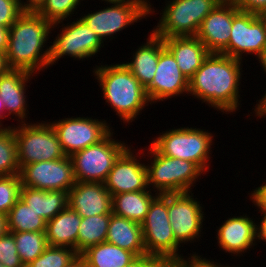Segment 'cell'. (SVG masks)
Instances as JSON below:
<instances>
[{
	"label": "cell",
	"mask_w": 266,
	"mask_h": 267,
	"mask_svg": "<svg viewBox=\"0 0 266 267\" xmlns=\"http://www.w3.org/2000/svg\"><path fill=\"white\" fill-rule=\"evenodd\" d=\"M198 253L189 254V258L184 259L185 256H180L177 258L178 267H223L220 263L214 262L206 259V257L202 258ZM191 257V258H190Z\"/></svg>",
	"instance_id": "cell-38"
},
{
	"label": "cell",
	"mask_w": 266,
	"mask_h": 267,
	"mask_svg": "<svg viewBox=\"0 0 266 267\" xmlns=\"http://www.w3.org/2000/svg\"><path fill=\"white\" fill-rule=\"evenodd\" d=\"M4 111H5V106H4V103L0 97V127H3L1 121L5 118V113H3Z\"/></svg>",
	"instance_id": "cell-52"
},
{
	"label": "cell",
	"mask_w": 266,
	"mask_h": 267,
	"mask_svg": "<svg viewBox=\"0 0 266 267\" xmlns=\"http://www.w3.org/2000/svg\"><path fill=\"white\" fill-rule=\"evenodd\" d=\"M68 206L82 217L112 213V195L104 183L77 182L68 192Z\"/></svg>",
	"instance_id": "cell-18"
},
{
	"label": "cell",
	"mask_w": 266,
	"mask_h": 267,
	"mask_svg": "<svg viewBox=\"0 0 266 267\" xmlns=\"http://www.w3.org/2000/svg\"><path fill=\"white\" fill-rule=\"evenodd\" d=\"M8 232L7 215L0 213V238Z\"/></svg>",
	"instance_id": "cell-47"
},
{
	"label": "cell",
	"mask_w": 266,
	"mask_h": 267,
	"mask_svg": "<svg viewBox=\"0 0 266 267\" xmlns=\"http://www.w3.org/2000/svg\"><path fill=\"white\" fill-rule=\"evenodd\" d=\"M204 130L192 127L169 129L150 144L164 156L195 163L206 174L210 169L213 134Z\"/></svg>",
	"instance_id": "cell-4"
},
{
	"label": "cell",
	"mask_w": 266,
	"mask_h": 267,
	"mask_svg": "<svg viewBox=\"0 0 266 267\" xmlns=\"http://www.w3.org/2000/svg\"><path fill=\"white\" fill-rule=\"evenodd\" d=\"M189 80L182 73L175 57L165 47L159 54L152 83L145 89L150 104L188 94Z\"/></svg>",
	"instance_id": "cell-17"
},
{
	"label": "cell",
	"mask_w": 266,
	"mask_h": 267,
	"mask_svg": "<svg viewBox=\"0 0 266 267\" xmlns=\"http://www.w3.org/2000/svg\"><path fill=\"white\" fill-rule=\"evenodd\" d=\"M93 70L106 103L123 123L133 122L149 105L145 88L124 63L96 65Z\"/></svg>",
	"instance_id": "cell-3"
},
{
	"label": "cell",
	"mask_w": 266,
	"mask_h": 267,
	"mask_svg": "<svg viewBox=\"0 0 266 267\" xmlns=\"http://www.w3.org/2000/svg\"><path fill=\"white\" fill-rule=\"evenodd\" d=\"M242 60L210 53L189 79L188 94L225 114L238 111Z\"/></svg>",
	"instance_id": "cell-1"
},
{
	"label": "cell",
	"mask_w": 266,
	"mask_h": 267,
	"mask_svg": "<svg viewBox=\"0 0 266 267\" xmlns=\"http://www.w3.org/2000/svg\"><path fill=\"white\" fill-rule=\"evenodd\" d=\"M152 33L159 38L196 36L203 19L218 0H166ZM164 10V11H163Z\"/></svg>",
	"instance_id": "cell-7"
},
{
	"label": "cell",
	"mask_w": 266,
	"mask_h": 267,
	"mask_svg": "<svg viewBox=\"0 0 266 267\" xmlns=\"http://www.w3.org/2000/svg\"><path fill=\"white\" fill-rule=\"evenodd\" d=\"M7 228L8 232H45L46 221L19 199L7 214Z\"/></svg>",
	"instance_id": "cell-30"
},
{
	"label": "cell",
	"mask_w": 266,
	"mask_h": 267,
	"mask_svg": "<svg viewBox=\"0 0 266 267\" xmlns=\"http://www.w3.org/2000/svg\"><path fill=\"white\" fill-rule=\"evenodd\" d=\"M131 150L130 146L127 147L116 159L110 170L106 181L104 182L105 188L111 193L116 195L126 192L146 191L148 188V172L146 163H141L140 159L145 154L135 153ZM142 156H138V155ZM137 157H139L137 159Z\"/></svg>",
	"instance_id": "cell-16"
},
{
	"label": "cell",
	"mask_w": 266,
	"mask_h": 267,
	"mask_svg": "<svg viewBox=\"0 0 266 267\" xmlns=\"http://www.w3.org/2000/svg\"><path fill=\"white\" fill-rule=\"evenodd\" d=\"M146 40V43L133 53L132 61L124 63L145 89L152 83L159 54L165 48L163 39L152 32Z\"/></svg>",
	"instance_id": "cell-24"
},
{
	"label": "cell",
	"mask_w": 266,
	"mask_h": 267,
	"mask_svg": "<svg viewBox=\"0 0 266 267\" xmlns=\"http://www.w3.org/2000/svg\"><path fill=\"white\" fill-rule=\"evenodd\" d=\"M21 179L19 174L0 176V213L7 215L20 199Z\"/></svg>",
	"instance_id": "cell-35"
},
{
	"label": "cell",
	"mask_w": 266,
	"mask_h": 267,
	"mask_svg": "<svg viewBox=\"0 0 266 267\" xmlns=\"http://www.w3.org/2000/svg\"><path fill=\"white\" fill-rule=\"evenodd\" d=\"M111 4L109 7H104L93 13L91 11V13L80 17L103 43L108 38H115L113 35H116L117 32L155 12L151 4Z\"/></svg>",
	"instance_id": "cell-11"
},
{
	"label": "cell",
	"mask_w": 266,
	"mask_h": 267,
	"mask_svg": "<svg viewBox=\"0 0 266 267\" xmlns=\"http://www.w3.org/2000/svg\"><path fill=\"white\" fill-rule=\"evenodd\" d=\"M24 266L39 257L48 247L45 232H11Z\"/></svg>",
	"instance_id": "cell-32"
},
{
	"label": "cell",
	"mask_w": 266,
	"mask_h": 267,
	"mask_svg": "<svg viewBox=\"0 0 266 267\" xmlns=\"http://www.w3.org/2000/svg\"><path fill=\"white\" fill-rule=\"evenodd\" d=\"M31 76H35L24 70L9 69L4 75L0 76V97L5 106V118L12 115L20 123H25L27 114V95L26 88ZM28 112V113H26ZM7 113V115H6ZM24 120V121H23Z\"/></svg>",
	"instance_id": "cell-21"
},
{
	"label": "cell",
	"mask_w": 266,
	"mask_h": 267,
	"mask_svg": "<svg viewBox=\"0 0 266 267\" xmlns=\"http://www.w3.org/2000/svg\"><path fill=\"white\" fill-rule=\"evenodd\" d=\"M165 47L175 57L178 67L188 80L194 75L210 52L196 36L162 38Z\"/></svg>",
	"instance_id": "cell-22"
},
{
	"label": "cell",
	"mask_w": 266,
	"mask_h": 267,
	"mask_svg": "<svg viewBox=\"0 0 266 267\" xmlns=\"http://www.w3.org/2000/svg\"><path fill=\"white\" fill-rule=\"evenodd\" d=\"M0 263L5 267H25L18 255L11 232H7L0 238Z\"/></svg>",
	"instance_id": "cell-36"
},
{
	"label": "cell",
	"mask_w": 266,
	"mask_h": 267,
	"mask_svg": "<svg viewBox=\"0 0 266 267\" xmlns=\"http://www.w3.org/2000/svg\"><path fill=\"white\" fill-rule=\"evenodd\" d=\"M265 45L266 16L241 11L233 6L229 44L221 54L239 60H242L245 54H255L257 57Z\"/></svg>",
	"instance_id": "cell-10"
},
{
	"label": "cell",
	"mask_w": 266,
	"mask_h": 267,
	"mask_svg": "<svg viewBox=\"0 0 266 267\" xmlns=\"http://www.w3.org/2000/svg\"><path fill=\"white\" fill-rule=\"evenodd\" d=\"M20 199L46 222L68 206L67 191H45L22 186Z\"/></svg>",
	"instance_id": "cell-26"
},
{
	"label": "cell",
	"mask_w": 266,
	"mask_h": 267,
	"mask_svg": "<svg viewBox=\"0 0 266 267\" xmlns=\"http://www.w3.org/2000/svg\"><path fill=\"white\" fill-rule=\"evenodd\" d=\"M111 5V3H123V4H151L150 0H102Z\"/></svg>",
	"instance_id": "cell-46"
},
{
	"label": "cell",
	"mask_w": 266,
	"mask_h": 267,
	"mask_svg": "<svg viewBox=\"0 0 266 267\" xmlns=\"http://www.w3.org/2000/svg\"><path fill=\"white\" fill-rule=\"evenodd\" d=\"M77 256L74 249L48 246L39 257L25 267H67Z\"/></svg>",
	"instance_id": "cell-34"
},
{
	"label": "cell",
	"mask_w": 266,
	"mask_h": 267,
	"mask_svg": "<svg viewBox=\"0 0 266 267\" xmlns=\"http://www.w3.org/2000/svg\"><path fill=\"white\" fill-rule=\"evenodd\" d=\"M251 192L250 201L260 210H266V183Z\"/></svg>",
	"instance_id": "cell-40"
},
{
	"label": "cell",
	"mask_w": 266,
	"mask_h": 267,
	"mask_svg": "<svg viewBox=\"0 0 266 267\" xmlns=\"http://www.w3.org/2000/svg\"><path fill=\"white\" fill-rule=\"evenodd\" d=\"M111 214L82 217L78 230L77 254L106 240Z\"/></svg>",
	"instance_id": "cell-29"
},
{
	"label": "cell",
	"mask_w": 266,
	"mask_h": 267,
	"mask_svg": "<svg viewBox=\"0 0 266 267\" xmlns=\"http://www.w3.org/2000/svg\"><path fill=\"white\" fill-rule=\"evenodd\" d=\"M239 9L241 11L266 16V0H244Z\"/></svg>",
	"instance_id": "cell-39"
},
{
	"label": "cell",
	"mask_w": 266,
	"mask_h": 267,
	"mask_svg": "<svg viewBox=\"0 0 266 267\" xmlns=\"http://www.w3.org/2000/svg\"><path fill=\"white\" fill-rule=\"evenodd\" d=\"M15 135L12 125L0 127V176L19 174Z\"/></svg>",
	"instance_id": "cell-33"
},
{
	"label": "cell",
	"mask_w": 266,
	"mask_h": 267,
	"mask_svg": "<svg viewBox=\"0 0 266 267\" xmlns=\"http://www.w3.org/2000/svg\"><path fill=\"white\" fill-rule=\"evenodd\" d=\"M22 186L45 191H67L75 185L72 159L68 156L52 161L30 163L20 169Z\"/></svg>",
	"instance_id": "cell-14"
},
{
	"label": "cell",
	"mask_w": 266,
	"mask_h": 267,
	"mask_svg": "<svg viewBox=\"0 0 266 267\" xmlns=\"http://www.w3.org/2000/svg\"><path fill=\"white\" fill-rule=\"evenodd\" d=\"M81 217L67 206L46 222L45 236L48 246L67 247L77 252L78 230Z\"/></svg>",
	"instance_id": "cell-23"
},
{
	"label": "cell",
	"mask_w": 266,
	"mask_h": 267,
	"mask_svg": "<svg viewBox=\"0 0 266 267\" xmlns=\"http://www.w3.org/2000/svg\"><path fill=\"white\" fill-rule=\"evenodd\" d=\"M254 112L257 117H263L265 118L266 116V91H265V95L262 96L261 99H259V101L257 102L256 106H254Z\"/></svg>",
	"instance_id": "cell-45"
},
{
	"label": "cell",
	"mask_w": 266,
	"mask_h": 267,
	"mask_svg": "<svg viewBox=\"0 0 266 267\" xmlns=\"http://www.w3.org/2000/svg\"><path fill=\"white\" fill-rule=\"evenodd\" d=\"M256 224L247 214L228 218L216 231L219 248L233 254L232 256L240 257L252 245H257Z\"/></svg>",
	"instance_id": "cell-19"
},
{
	"label": "cell",
	"mask_w": 266,
	"mask_h": 267,
	"mask_svg": "<svg viewBox=\"0 0 266 267\" xmlns=\"http://www.w3.org/2000/svg\"><path fill=\"white\" fill-rule=\"evenodd\" d=\"M12 127L15 141L18 166L41 161H52L66 157L52 125L43 123H18Z\"/></svg>",
	"instance_id": "cell-6"
},
{
	"label": "cell",
	"mask_w": 266,
	"mask_h": 267,
	"mask_svg": "<svg viewBox=\"0 0 266 267\" xmlns=\"http://www.w3.org/2000/svg\"><path fill=\"white\" fill-rule=\"evenodd\" d=\"M105 242L133 252L137 257L147 255L140 223L111 213Z\"/></svg>",
	"instance_id": "cell-25"
},
{
	"label": "cell",
	"mask_w": 266,
	"mask_h": 267,
	"mask_svg": "<svg viewBox=\"0 0 266 267\" xmlns=\"http://www.w3.org/2000/svg\"><path fill=\"white\" fill-rule=\"evenodd\" d=\"M112 131L113 129L98 143L70 156L77 182L104 183L106 181L114 162L128 147L125 142L115 141Z\"/></svg>",
	"instance_id": "cell-9"
},
{
	"label": "cell",
	"mask_w": 266,
	"mask_h": 267,
	"mask_svg": "<svg viewBox=\"0 0 266 267\" xmlns=\"http://www.w3.org/2000/svg\"><path fill=\"white\" fill-rule=\"evenodd\" d=\"M243 1L244 0H218V3L239 8L243 4Z\"/></svg>",
	"instance_id": "cell-49"
},
{
	"label": "cell",
	"mask_w": 266,
	"mask_h": 267,
	"mask_svg": "<svg viewBox=\"0 0 266 267\" xmlns=\"http://www.w3.org/2000/svg\"><path fill=\"white\" fill-rule=\"evenodd\" d=\"M80 2L81 0H38L32 8L50 22L54 30L58 24L63 23L65 18L68 20L69 16V18L72 17Z\"/></svg>",
	"instance_id": "cell-31"
},
{
	"label": "cell",
	"mask_w": 266,
	"mask_h": 267,
	"mask_svg": "<svg viewBox=\"0 0 266 267\" xmlns=\"http://www.w3.org/2000/svg\"><path fill=\"white\" fill-rule=\"evenodd\" d=\"M146 254L154 258H179L180 244L175 240L168 214V194H158L150 203L141 223Z\"/></svg>",
	"instance_id": "cell-8"
},
{
	"label": "cell",
	"mask_w": 266,
	"mask_h": 267,
	"mask_svg": "<svg viewBox=\"0 0 266 267\" xmlns=\"http://www.w3.org/2000/svg\"><path fill=\"white\" fill-rule=\"evenodd\" d=\"M58 137L66 156L85 149L101 141L111 130L106 120L92 117H71L49 122Z\"/></svg>",
	"instance_id": "cell-13"
},
{
	"label": "cell",
	"mask_w": 266,
	"mask_h": 267,
	"mask_svg": "<svg viewBox=\"0 0 266 267\" xmlns=\"http://www.w3.org/2000/svg\"><path fill=\"white\" fill-rule=\"evenodd\" d=\"M146 191L126 192L112 196V213L126 219L142 223L152 200L158 195Z\"/></svg>",
	"instance_id": "cell-27"
},
{
	"label": "cell",
	"mask_w": 266,
	"mask_h": 267,
	"mask_svg": "<svg viewBox=\"0 0 266 267\" xmlns=\"http://www.w3.org/2000/svg\"><path fill=\"white\" fill-rule=\"evenodd\" d=\"M150 164L147 163L148 187L157 194L191 192L199 176L205 174L195 163L160 154L151 144L148 146ZM153 157V158H152ZM153 160V161H152ZM197 179V180H196ZM151 185V186H150Z\"/></svg>",
	"instance_id": "cell-5"
},
{
	"label": "cell",
	"mask_w": 266,
	"mask_h": 267,
	"mask_svg": "<svg viewBox=\"0 0 266 267\" xmlns=\"http://www.w3.org/2000/svg\"><path fill=\"white\" fill-rule=\"evenodd\" d=\"M38 0H26L25 4L28 7H32Z\"/></svg>",
	"instance_id": "cell-53"
},
{
	"label": "cell",
	"mask_w": 266,
	"mask_h": 267,
	"mask_svg": "<svg viewBox=\"0 0 266 267\" xmlns=\"http://www.w3.org/2000/svg\"><path fill=\"white\" fill-rule=\"evenodd\" d=\"M257 60H259L260 66L263 68V71L266 74V45L264 46L261 53L257 56Z\"/></svg>",
	"instance_id": "cell-50"
},
{
	"label": "cell",
	"mask_w": 266,
	"mask_h": 267,
	"mask_svg": "<svg viewBox=\"0 0 266 267\" xmlns=\"http://www.w3.org/2000/svg\"><path fill=\"white\" fill-rule=\"evenodd\" d=\"M51 31L52 24L28 7L9 28L5 53L9 69L36 74L50 67V46L47 45L46 50L43 48Z\"/></svg>",
	"instance_id": "cell-2"
},
{
	"label": "cell",
	"mask_w": 266,
	"mask_h": 267,
	"mask_svg": "<svg viewBox=\"0 0 266 267\" xmlns=\"http://www.w3.org/2000/svg\"><path fill=\"white\" fill-rule=\"evenodd\" d=\"M9 41V28L0 25V52L6 53Z\"/></svg>",
	"instance_id": "cell-44"
},
{
	"label": "cell",
	"mask_w": 266,
	"mask_h": 267,
	"mask_svg": "<svg viewBox=\"0 0 266 267\" xmlns=\"http://www.w3.org/2000/svg\"><path fill=\"white\" fill-rule=\"evenodd\" d=\"M193 196L192 192L168 194L169 221L175 240L181 245L201 237L205 214Z\"/></svg>",
	"instance_id": "cell-15"
},
{
	"label": "cell",
	"mask_w": 266,
	"mask_h": 267,
	"mask_svg": "<svg viewBox=\"0 0 266 267\" xmlns=\"http://www.w3.org/2000/svg\"><path fill=\"white\" fill-rule=\"evenodd\" d=\"M233 6L218 4L202 21L196 37L210 53H222L229 44Z\"/></svg>",
	"instance_id": "cell-20"
},
{
	"label": "cell",
	"mask_w": 266,
	"mask_h": 267,
	"mask_svg": "<svg viewBox=\"0 0 266 267\" xmlns=\"http://www.w3.org/2000/svg\"><path fill=\"white\" fill-rule=\"evenodd\" d=\"M155 258L149 255L137 257L134 261L124 267H147Z\"/></svg>",
	"instance_id": "cell-43"
},
{
	"label": "cell",
	"mask_w": 266,
	"mask_h": 267,
	"mask_svg": "<svg viewBox=\"0 0 266 267\" xmlns=\"http://www.w3.org/2000/svg\"><path fill=\"white\" fill-rule=\"evenodd\" d=\"M67 267H86L84 258L78 255Z\"/></svg>",
	"instance_id": "cell-51"
},
{
	"label": "cell",
	"mask_w": 266,
	"mask_h": 267,
	"mask_svg": "<svg viewBox=\"0 0 266 267\" xmlns=\"http://www.w3.org/2000/svg\"><path fill=\"white\" fill-rule=\"evenodd\" d=\"M147 267H178L176 258H155Z\"/></svg>",
	"instance_id": "cell-42"
},
{
	"label": "cell",
	"mask_w": 266,
	"mask_h": 267,
	"mask_svg": "<svg viewBox=\"0 0 266 267\" xmlns=\"http://www.w3.org/2000/svg\"><path fill=\"white\" fill-rule=\"evenodd\" d=\"M27 8L23 0H0V25L10 28Z\"/></svg>",
	"instance_id": "cell-37"
},
{
	"label": "cell",
	"mask_w": 266,
	"mask_h": 267,
	"mask_svg": "<svg viewBox=\"0 0 266 267\" xmlns=\"http://www.w3.org/2000/svg\"><path fill=\"white\" fill-rule=\"evenodd\" d=\"M81 256L86 267H124L137 258L133 252L108 242L89 247Z\"/></svg>",
	"instance_id": "cell-28"
},
{
	"label": "cell",
	"mask_w": 266,
	"mask_h": 267,
	"mask_svg": "<svg viewBox=\"0 0 266 267\" xmlns=\"http://www.w3.org/2000/svg\"><path fill=\"white\" fill-rule=\"evenodd\" d=\"M262 219L256 225L257 239L266 242V210H259ZM263 214V215H262Z\"/></svg>",
	"instance_id": "cell-41"
},
{
	"label": "cell",
	"mask_w": 266,
	"mask_h": 267,
	"mask_svg": "<svg viewBox=\"0 0 266 267\" xmlns=\"http://www.w3.org/2000/svg\"><path fill=\"white\" fill-rule=\"evenodd\" d=\"M64 25L62 24V31L50 45V67L64 56L83 61L96 55L104 47L101 39L81 18Z\"/></svg>",
	"instance_id": "cell-12"
},
{
	"label": "cell",
	"mask_w": 266,
	"mask_h": 267,
	"mask_svg": "<svg viewBox=\"0 0 266 267\" xmlns=\"http://www.w3.org/2000/svg\"><path fill=\"white\" fill-rule=\"evenodd\" d=\"M9 70V67L6 62L5 53L0 52V76L4 75Z\"/></svg>",
	"instance_id": "cell-48"
}]
</instances>
